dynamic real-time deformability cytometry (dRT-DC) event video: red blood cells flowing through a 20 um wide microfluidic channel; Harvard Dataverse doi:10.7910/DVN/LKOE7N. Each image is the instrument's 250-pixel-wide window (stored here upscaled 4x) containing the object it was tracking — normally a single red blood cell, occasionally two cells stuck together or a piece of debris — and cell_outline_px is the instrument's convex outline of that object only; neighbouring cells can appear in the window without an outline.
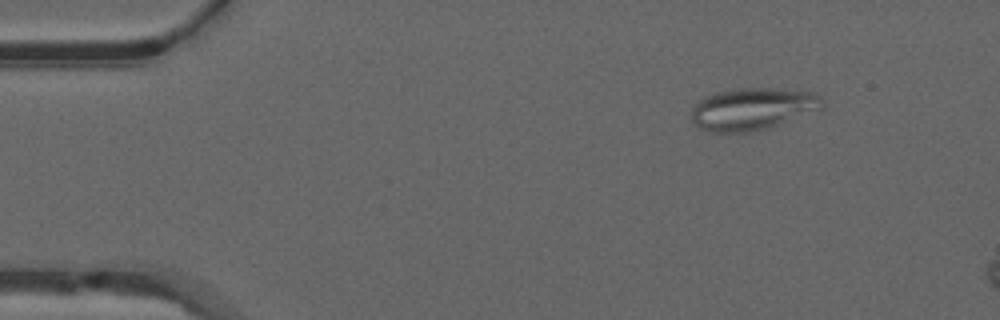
{"species": "common noctule bat (a hibernating species)", "species_latin": "Nyctalus noctula", "temperature_condition": "warm", "stored_images_in_passage": 12, "camera_frame_rate_fps": 3000, "um_per_image_px": 0.085, "animal": {"sex": "male", "forearm_length_mm": 52.5}, "frame": {"image": 1, "passage_image": 6, "time_ms": 1.667, "image_size_px": [1000, 320], "cell_outline_px": [[824, 104], [820, 108], [768, 128], [748, 132], [712, 132], [700, 128], [692, 124], [692, 108], [704, 96], [716, 92], [740, 88], [768, 88], [812, 92], [820, 96], [824, 100]], "centroid_in_image_um": [63.91, 9.25], "position_along_channel_um": 21.1, "area_um2": 31.79}}